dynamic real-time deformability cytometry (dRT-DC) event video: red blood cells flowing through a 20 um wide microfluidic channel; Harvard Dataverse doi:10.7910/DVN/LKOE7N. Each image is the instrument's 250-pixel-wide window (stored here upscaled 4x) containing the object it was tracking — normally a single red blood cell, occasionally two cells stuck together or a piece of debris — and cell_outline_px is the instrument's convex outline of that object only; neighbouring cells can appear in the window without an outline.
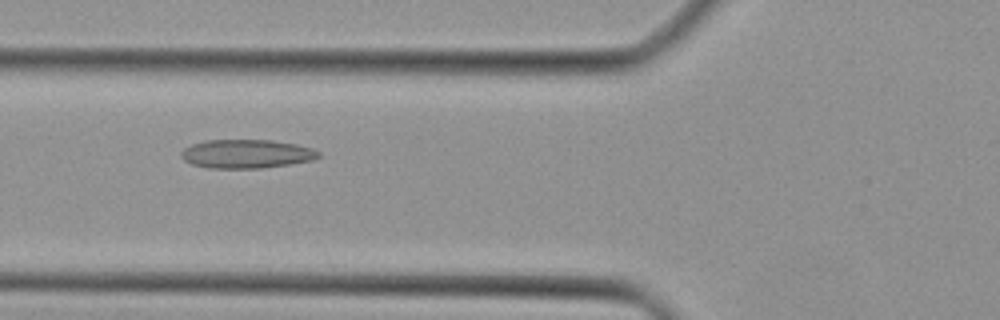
{"species": "Egyptian fruit bat (a non-hibernating species)", "species_latin": "Rousettus aegyptiacus", "temperature_condition": "cold", "stored_images_in_passage": 46, "camera_frame_rate_fps": 3000, "um_per_image_px": 0.085, "animal": {"sex": "female"}, "frame": {"image": 1, "passage_image": 17, "time_ms": 5.333, "image_size_px": [1000, 320], "cell_outline_px": [[320, 156], [312, 160], [288, 164], [260, 168], [208, 168], [192, 164], [184, 160], [180, 156], [180, 152], [184, 148], [192, 144], [204, 140], [272, 140], [296, 144], [312, 148], [320, 152]], "centroid_in_image_um": [20.92, 13.07], "position_along_channel_um": 104.9, "area_um2": 23.0}}
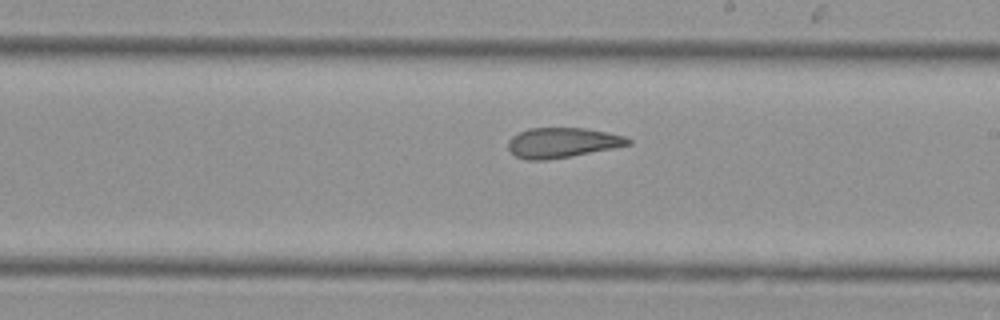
{"frame": {"image": 2, "passage_image": 26, "time_ms": 8.333, "image_size_px": [1000, 320], "cell_outline_px": [[632, 144], [572, 156], [544, 160], [528, 160], [516, 156], [508, 148], [508, 140], [512, 136], [528, 128], [584, 128], [608, 132], [624, 136], [632, 140]], "centroid_in_image_um": [47.8, 12.12], "position_along_channel_um": 241.2, "area_um2": 20.92}}
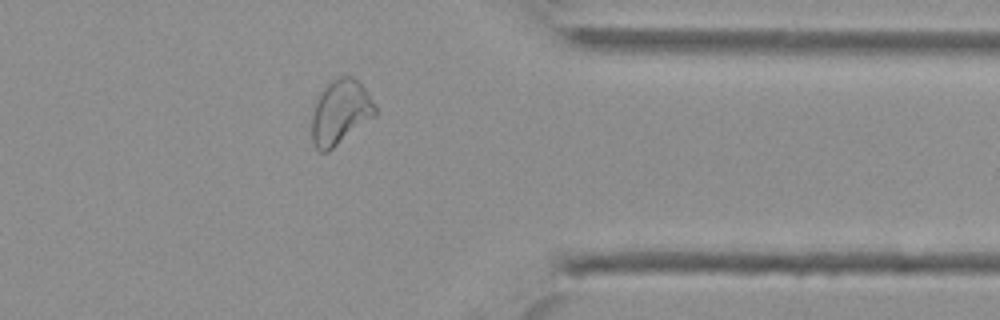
{"frame": {"image": 3, "passage_image": 36, "time_ms": 11.667, "image_size_px": [1000, 320], "cell_outline_px": [[376, 116], [328, 152], [320, 152], [316, 148], [312, 140], [312, 116], [316, 96], [336, 76], [352, 76], [364, 88], [372, 100], [376, 108]], "centroid_in_image_um": [28.91, 9.55], "position_along_channel_um": 382.5, "area_um2": 23.93}}